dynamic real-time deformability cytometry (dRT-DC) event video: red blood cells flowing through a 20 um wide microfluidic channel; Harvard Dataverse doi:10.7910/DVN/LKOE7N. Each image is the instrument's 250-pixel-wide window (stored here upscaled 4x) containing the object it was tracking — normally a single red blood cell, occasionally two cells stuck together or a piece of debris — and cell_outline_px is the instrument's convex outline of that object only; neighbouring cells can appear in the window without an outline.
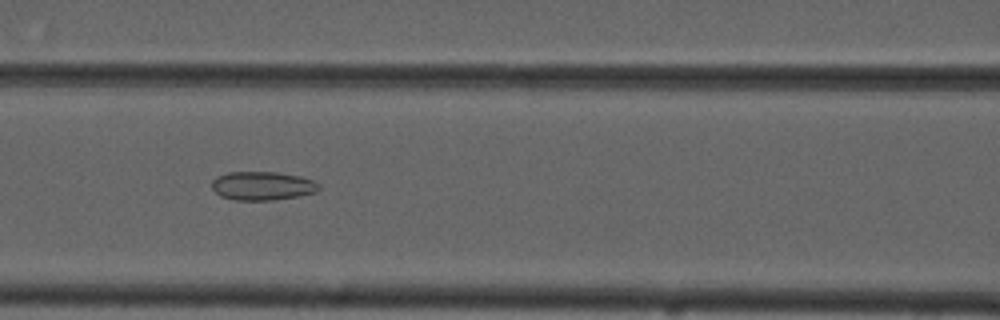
{"species": "common noctule bat (a hibernating species)", "species_latin": "Nyctalus noctula", "temperature_condition": "cold", "stored_images_in_passage": 10, "camera_frame_rate_fps": 3000, "um_per_image_px": 0.085, "animal": {"sex": "male", "forearm_length_mm": 52.5}, "frame": {"image": 1, "passage_image": 7, "time_ms": 7.0, "image_size_px": [1000, 320], "cell_outline_px": [[320, 188], [316, 192], [300, 196], [272, 200], [232, 200], [220, 196], [212, 188], [212, 180], [216, 176], [228, 172], [276, 172], [300, 176], [316, 180], [320, 184]], "centroid_in_image_um": [22.32, 15.79], "position_along_channel_um": 144.3, "area_um2": 18.15}}
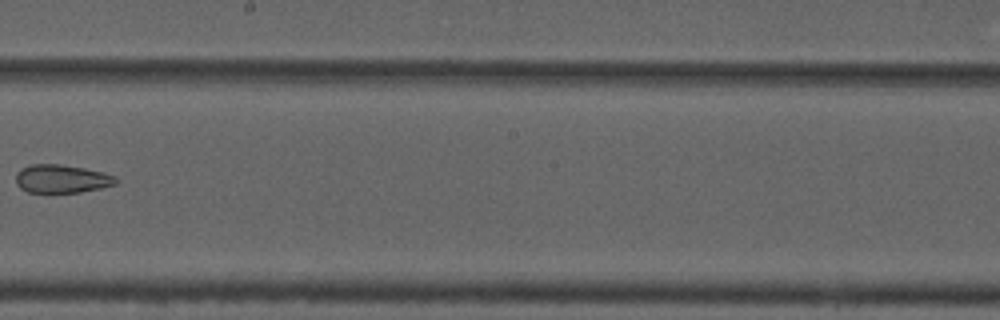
{"frame": {"image": 2, "passage_image": 9, "time_ms": 9.667, "image_size_px": [1000, 320], "cell_outline_px": [[116, 184], [100, 188], [80, 192], [28, 192], [20, 188], [16, 184], [16, 172], [32, 164], [60, 164], [84, 168], [104, 172], [116, 176]], "centroid_in_image_um": [5.24, 15.19], "position_along_channel_um": 243.0, "area_um2": 16.42}}
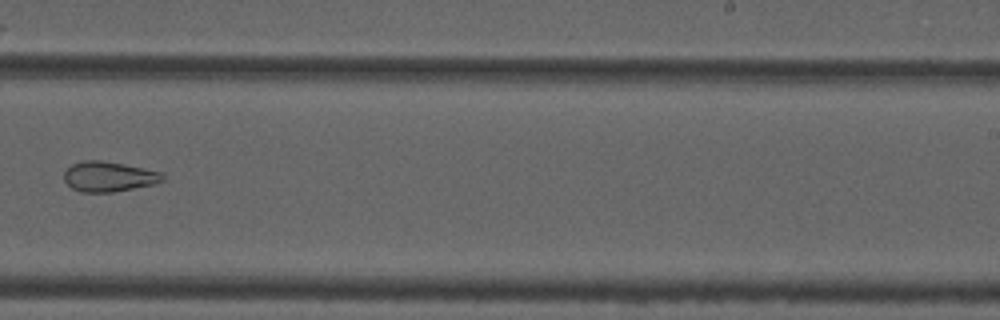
{"frame": {"image": 3, "passage_image": 10, "time_ms": 10.667, "image_size_px": [1000, 320], "cell_outline_px": [[164, 180], [156, 184], [112, 192], [80, 192], [72, 188], [64, 180], [64, 172], [72, 164], [84, 160], [100, 160], [124, 164], [164, 172]], "centroid_in_image_um": [9.27, 15.01], "position_along_channel_um": 279.7, "area_um2": 17.4}}